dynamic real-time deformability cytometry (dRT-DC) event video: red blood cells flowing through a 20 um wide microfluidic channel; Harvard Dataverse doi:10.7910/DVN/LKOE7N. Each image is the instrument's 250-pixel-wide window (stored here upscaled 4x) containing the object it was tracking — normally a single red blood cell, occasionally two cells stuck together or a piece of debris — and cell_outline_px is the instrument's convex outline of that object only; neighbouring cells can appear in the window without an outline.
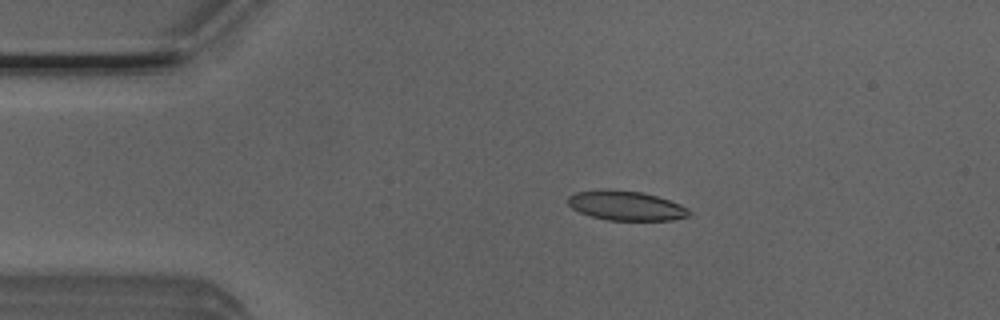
{"species": "Egyptian fruit bat (a non-hibernating species)", "species_latin": "Rousettus aegyptiacus", "temperature_condition": "room temperature", "stored_images_in_passage": 4, "camera_frame_rate_fps": 3000, "um_per_image_px": 0.085, "animal": {"sex": "male"}, "frame": {"image": 1, "passage_image": 3, "time_ms": 0.667, "image_size_px": [1000, 320], "cell_outline_px": [[692, 212], [688, 216], [672, 220], [608, 220], [592, 216], [580, 212], [572, 208], [568, 204], [568, 196], [576, 192], [604, 188], [608, 188], [640, 192], [656, 196], [680, 204], [688, 208]], "centroid_in_image_um": [53.2, 17.47], "position_along_channel_um": 31.8, "area_um2": 20.87}}